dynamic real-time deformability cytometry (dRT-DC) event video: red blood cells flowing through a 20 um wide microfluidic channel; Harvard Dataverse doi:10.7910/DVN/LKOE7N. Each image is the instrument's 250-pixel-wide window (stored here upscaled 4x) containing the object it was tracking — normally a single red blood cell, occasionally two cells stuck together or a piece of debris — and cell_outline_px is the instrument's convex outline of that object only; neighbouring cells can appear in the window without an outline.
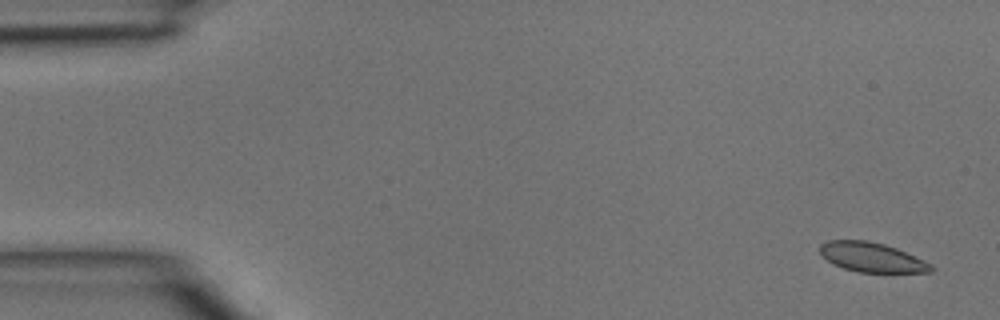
{"species": "common noctule bat (a hibernating species)", "species_latin": "Nyctalus noctula", "temperature_condition": "room temperature", "stored_images_in_passage": 4, "camera_frame_rate_fps": 3000, "um_per_image_px": 0.085, "animal": {"sex": "male", "body_mass_g": 15.6}, "frame": {"image": 1, "passage_image": 1, "time_ms": 0.0, "image_size_px": [1000, 320], "cell_outline_px": [[936, 268], [932, 272], [856, 272], [832, 264], [820, 252], [820, 244], [828, 240], [868, 240], [884, 244], [896, 248], [924, 260], [932, 264]], "centroid_in_image_um": [74.12, 21.87], "position_along_channel_um": 10.9, "area_um2": 19.13}}